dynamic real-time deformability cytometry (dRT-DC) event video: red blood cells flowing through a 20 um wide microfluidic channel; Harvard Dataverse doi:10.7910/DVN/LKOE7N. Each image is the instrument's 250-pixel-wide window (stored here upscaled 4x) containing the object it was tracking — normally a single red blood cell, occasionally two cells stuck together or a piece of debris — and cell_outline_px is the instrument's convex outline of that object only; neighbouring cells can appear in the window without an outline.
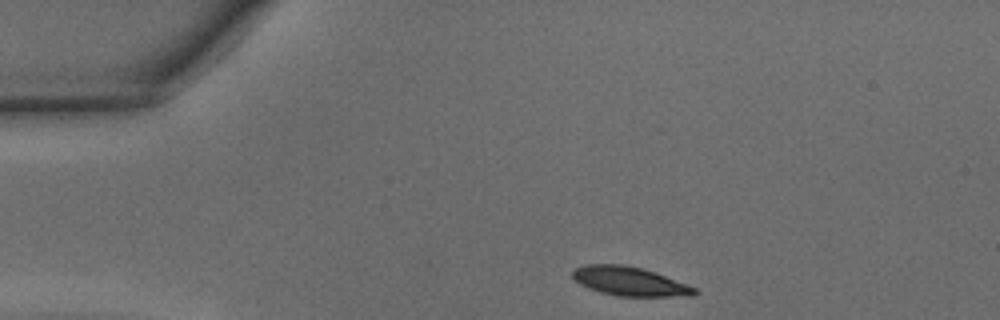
{"species": "common noctule bat (a hibernating species)", "species_latin": "Nyctalus noctula", "temperature_condition": "warm", "stored_images_in_passage": 29, "camera_frame_rate_fps": 3000, "um_per_image_px": 0.085, "animal": {"sex": "male", "body_mass_g": 15.6}, "frame": {"image": 1, "passage_image": 1, "time_ms": 0.0, "image_size_px": [1000, 320], "cell_outline_px": [[700, 292], [692, 296], [620, 296], [600, 292], [588, 288], [580, 284], [572, 276], [572, 268], [584, 264], [620, 264], [644, 268], [688, 284], [696, 288]], "centroid_in_image_um": [53.52, 23.9], "position_along_channel_um": 31.5, "area_um2": 20.81}}
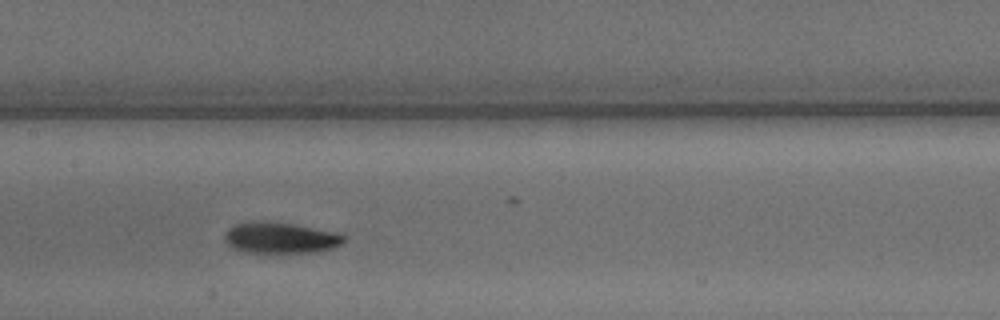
{"frame": {"image": 2, "passage_image": 15, "time_ms": 4.667, "image_size_px": [1000, 320], "cell_outline_px": [[348, 240], [332, 248], [312, 252], [244, 252], [232, 248], [224, 240], [224, 232], [228, 228], [236, 224], [252, 220], [268, 220], [344, 232], [348, 236]], "centroid_in_image_um": [23.88, 20.18], "position_along_channel_um": 183.5, "area_um2": 22.25}}
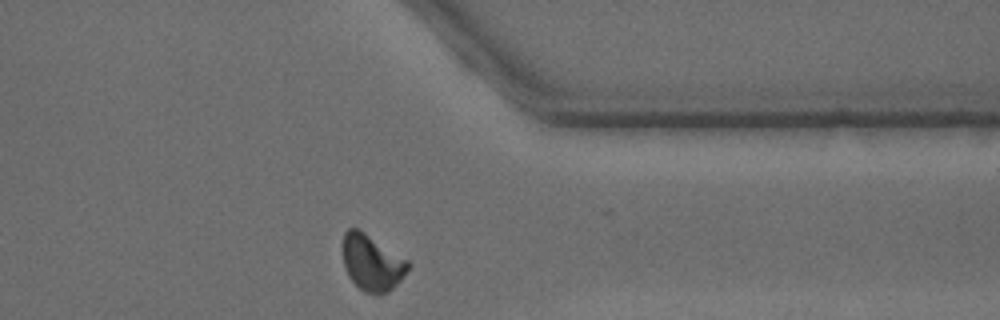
{"frame": {"image": 3, "passage_image": 29, "time_ms": 9.333, "image_size_px": [1000, 320], "cell_outline_px": [[412, 264], [400, 280], [388, 292], [376, 296], [364, 292], [348, 276], [344, 264], [344, 232], [348, 228], [360, 228], [408, 260]], "centroid_in_image_um": [31.64, 22.33], "position_along_channel_um": 379.8, "area_um2": 21.39}, "authors_computed_cell_mechanics": {"area_um2": 21.7906, "velocity_mm_per_s": 4.3507, "shape_relaxation_time_tau1_ms": 2.3567, "shape_relaxation_time_tau2_ms": 4.0489, "deformation_change_tau1": 0.1174, "deformation_change_tau2": 0.0789}}